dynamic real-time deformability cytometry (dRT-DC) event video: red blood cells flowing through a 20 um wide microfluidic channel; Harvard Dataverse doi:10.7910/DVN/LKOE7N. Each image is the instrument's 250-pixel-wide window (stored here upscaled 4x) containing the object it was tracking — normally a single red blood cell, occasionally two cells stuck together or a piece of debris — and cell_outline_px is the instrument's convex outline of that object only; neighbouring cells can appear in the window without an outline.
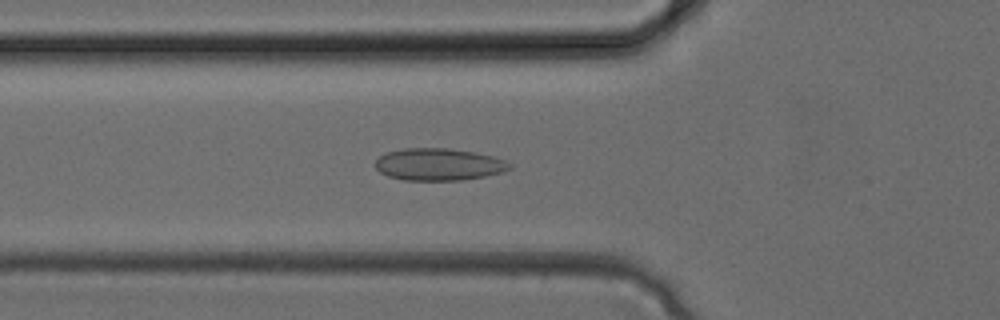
{"species": "common noctule bat (a hibernating species)", "species_latin": "Nyctalus noctula", "temperature_condition": "cold", "stored_images_in_passage": 28, "camera_frame_rate_fps": 3000, "um_per_image_px": 0.085, "animal": {"sex": "female", "body_mass_g": 24.6, "forearm_length_mm": 56.2}, "frame": {"image": 1, "passage_image": 5, "time_ms": 1.333, "image_size_px": [1000, 320], "cell_outline_px": [[512, 168], [504, 172], [464, 180], [404, 180], [388, 176], [380, 172], [376, 168], [376, 160], [380, 156], [388, 152], [404, 148], [448, 148], [472, 152], [492, 156], [504, 160], [512, 164]], "centroid_in_image_um": [37.31, 13.98], "position_along_channel_um": 88.5, "area_um2": 25.09}}
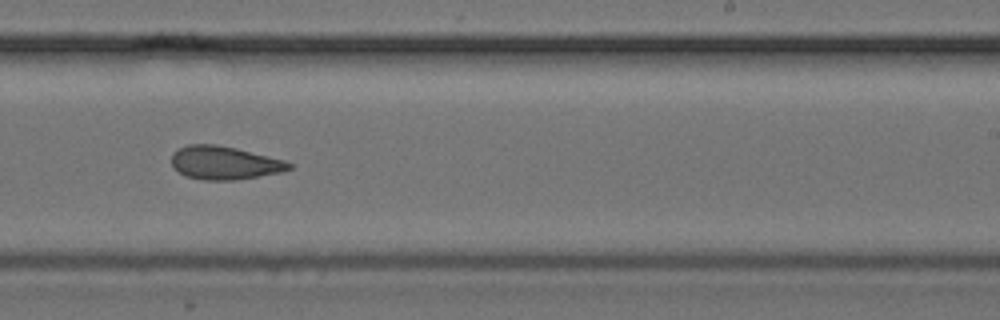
{"frame": {"image": 2, "passage_image": 14, "time_ms": 4.333, "image_size_px": [1000, 320], "cell_outline_px": [[292, 168], [280, 172], [232, 180], [204, 180], [188, 176], [180, 172], [172, 164], [172, 152], [188, 144], [216, 144], [236, 148], [284, 160], [292, 164]], "centroid_in_image_um": [19.07, 13.83], "position_along_channel_um": 269.9, "area_um2": 22.43}}
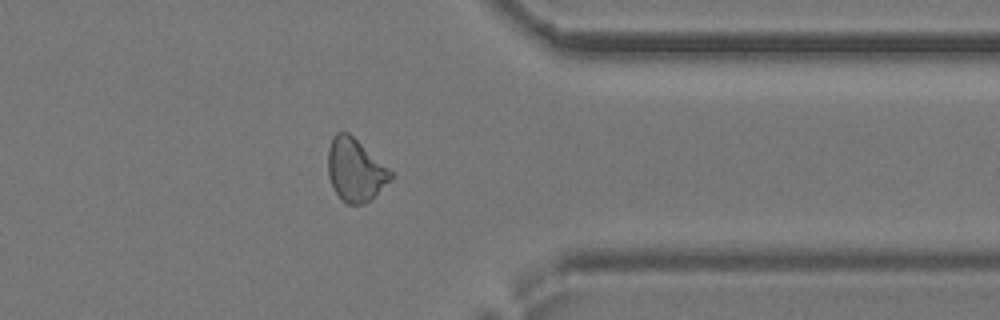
{"frame": {"image": 3, "passage_image": 20, "time_ms": 6.333, "image_size_px": [1000, 320], "cell_outline_px": [[392, 180], [372, 200], [364, 204], [344, 204], [336, 192], [328, 176], [328, 148], [332, 136], [336, 132], [348, 132], [392, 172]], "centroid_in_image_um": [30.19, 14.48], "position_along_channel_um": 381.2, "area_um2": 22.95}}